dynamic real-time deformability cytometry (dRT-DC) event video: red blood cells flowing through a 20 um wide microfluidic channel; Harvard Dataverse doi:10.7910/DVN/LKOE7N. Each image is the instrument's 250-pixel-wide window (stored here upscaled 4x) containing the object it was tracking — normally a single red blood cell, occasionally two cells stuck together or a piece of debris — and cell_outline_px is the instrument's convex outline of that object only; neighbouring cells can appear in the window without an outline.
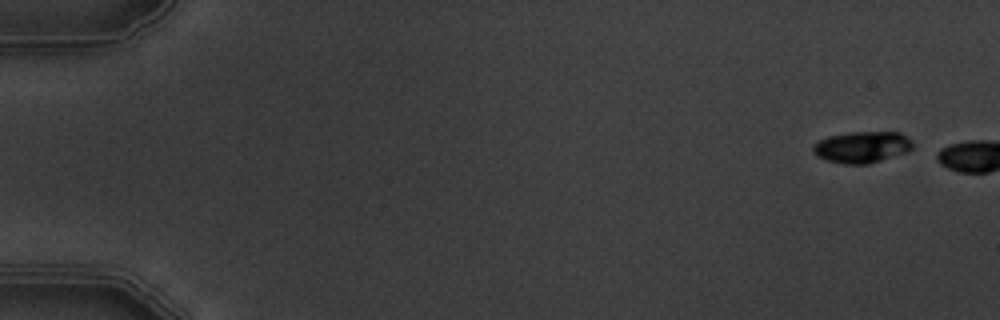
{"species": "common noctule bat (a hibernating species)", "species_latin": "Nyctalus noctula", "temperature_condition": "warm", "stored_images_in_passage": 2, "camera_frame_rate_fps": 3000, "um_per_image_px": 0.085, "animal": {"sex": "male", "body_mass_g": 19.5, "forearm_length_mm": 54.6}, "frame": {"image": 1, "passage_image": 1, "time_ms": 0.0, "image_size_px": [1000, 320], "cell_outline_px": [[912, 148], [904, 152], [868, 164], [844, 164], [828, 160], [816, 156], [812, 152], [812, 144], [828, 136], [852, 132], [900, 132], [912, 140]], "centroid_in_image_um": [73.23, 12.49], "position_along_channel_um": 11.8, "area_um2": 18.09}}